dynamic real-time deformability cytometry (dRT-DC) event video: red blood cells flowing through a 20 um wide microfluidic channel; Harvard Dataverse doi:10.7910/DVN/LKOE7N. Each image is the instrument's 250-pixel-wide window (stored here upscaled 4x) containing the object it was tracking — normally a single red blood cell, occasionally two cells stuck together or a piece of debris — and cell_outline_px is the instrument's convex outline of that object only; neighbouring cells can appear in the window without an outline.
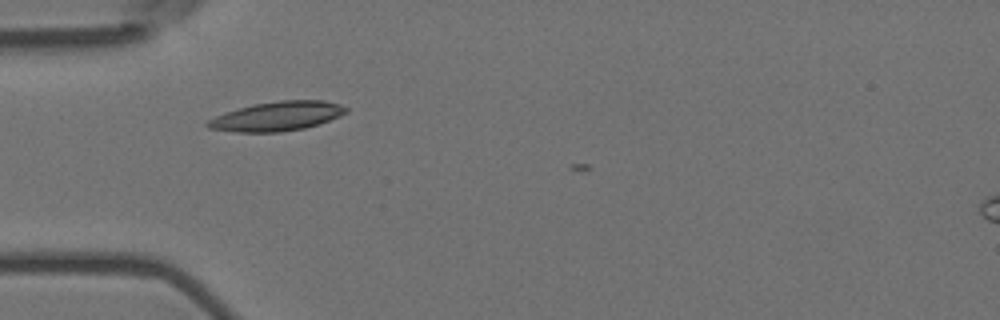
{"species": "Egyptian fruit bat (a non-hibernating species)", "species_latin": "Rousettus aegyptiacus", "temperature_condition": "room temperature", "stored_images_in_passage": 4, "camera_frame_rate_fps": 3000, "um_per_image_px": 0.085, "animal": {"sex": "female"}, "frame": {"image": 1, "passage_image": 1, "time_ms": 0.0, "image_size_px": [1000, 320], "cell_outline_px": [[348, 112], [340, 116], [304, 128], [280, 132], [236, 132], [208, 128], [204, 124], [208, 120], [216, 116], [252, 104], [280, 100], [324, 100], [340, 104], [348, 108]], "centroid_in_image_um": [23.56, 9.87], "position_along_channel_um": 61.4, "area_um2": 23.47}}